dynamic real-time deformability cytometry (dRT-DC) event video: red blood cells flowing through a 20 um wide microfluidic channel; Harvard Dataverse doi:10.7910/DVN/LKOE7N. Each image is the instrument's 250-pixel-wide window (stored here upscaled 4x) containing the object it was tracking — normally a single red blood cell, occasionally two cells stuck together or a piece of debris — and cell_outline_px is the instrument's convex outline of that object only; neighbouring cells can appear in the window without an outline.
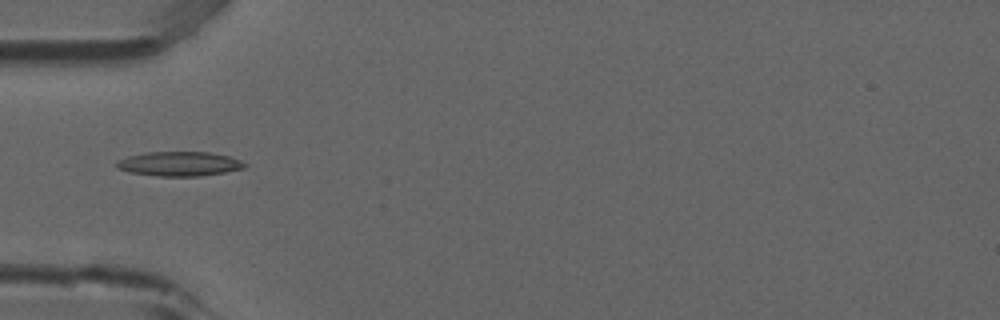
{"species": "common noctule bat (a hibernating species)", "species_latin": "Nyctalus noctula", "temperature_condition": "room temperature", "stored_images_in_passage": 6, "camera_frame_rate_fps": 3000, "um_per_image_px": 0.085, "animal": {"sex": "male", "forearm_length_mm": 52.5}, "frame": {"image": 1, "passage_image": 5, "time_ms": 1.333, "image_size_px": [1000, 320], "cell_outline_px": [[248, 164], [244, 168], [224, 172], [200, 176], [156, 176], [128, 172], [116, 168], [116, 160], [128, 156], [144, 152], [208, 152], [228, 156], [240, 160]], "centroid_in_image_um": [15.2, 13.92], "position_along_channel_um": 69.8, "area_um2": 18.32}}